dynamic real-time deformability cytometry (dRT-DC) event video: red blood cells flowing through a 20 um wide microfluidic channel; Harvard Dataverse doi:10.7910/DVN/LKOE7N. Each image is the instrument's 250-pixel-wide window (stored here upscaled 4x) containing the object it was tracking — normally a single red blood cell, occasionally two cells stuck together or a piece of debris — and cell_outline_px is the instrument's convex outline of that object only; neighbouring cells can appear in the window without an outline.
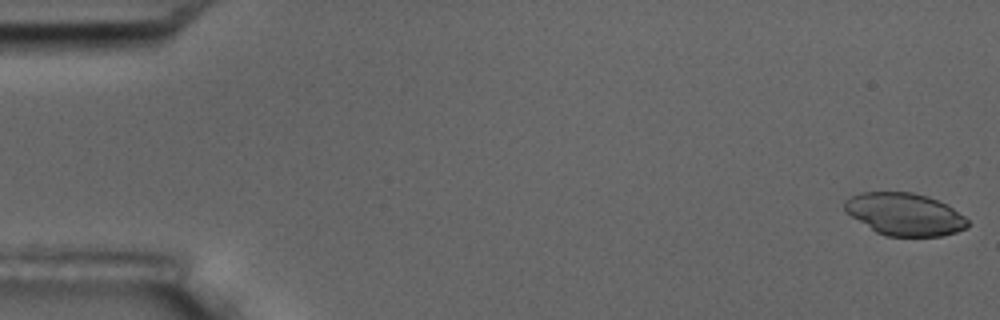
{"species": "common noctule bat (a hibernating species)", "species_latin": "Nyctalus noctula", "temperature_condition": "room temperature", "stored_images_in_passage": 6, "camera_frame_rate_fps": 3000, "um_per_image_px": 0.085, "animal": {"sex": "male", "body_mass_g": 17.5, "forearm_length_mm": 52.3}, "frame": {"image": 1, "passage_image": 1, "time_ms": 0.0, "image_size_px": [1000, 320], "cell_outline_px": [[968, 228], [956, 232], [940, 236], [884, 236], [876, 232], [844, 212], [844, 200], [852, 196], [864, 192], [912, 192], [928, 196], [948, 204], [964, 216], [968, 220]], "centroid_in_image_um": [76.9, 18.21], "position_along_channel_um": 8.1, "area_um2": 30.58}}